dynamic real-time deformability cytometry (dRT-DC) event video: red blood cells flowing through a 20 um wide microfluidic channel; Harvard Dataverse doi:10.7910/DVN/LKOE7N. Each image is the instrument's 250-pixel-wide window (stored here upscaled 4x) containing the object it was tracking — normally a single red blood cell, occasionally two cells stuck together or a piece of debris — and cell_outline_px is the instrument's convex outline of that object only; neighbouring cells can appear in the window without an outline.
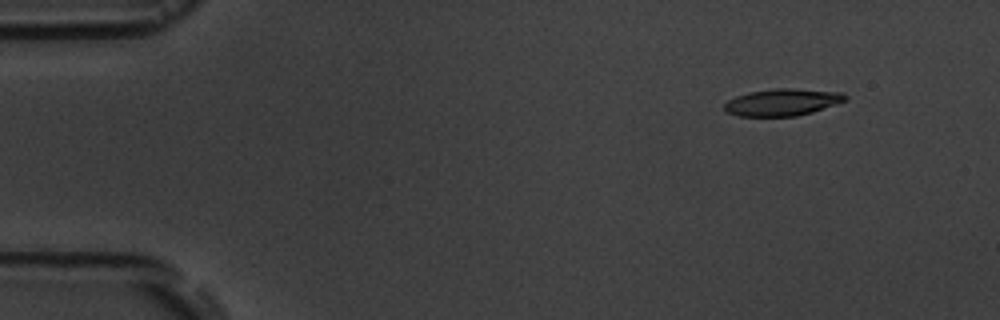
{"species": "common noctule bat (a hibernating species)", "species_latin": "Nyctalus noctula", "temperature_condition": "room temperature", "stored_images_in_passage": 5, "camera_frame_rate_fps": 3000, "um_per_image_px": 0.085, "animal": {"sex": "male", "body_mass_g": 19.5, "forearm_length_mm": 54.6}, "frame": {"image": 1, "passage_image": 2, "time_ms": 1.333, "image_size_px": [1000, 320], "cell_outline_px": [[848, 100], [812, 112], [796, 116], [740, 116], [724, 112], [724, 104], [728, 100], [736, 96], [748, 92], [776, 88], [792, 88], [844, 92], [848, 96]], "centroid_in_image_um": [66.52, 8.68], "position_along_channel_um": 18.5, "area_um2": 19.19}}